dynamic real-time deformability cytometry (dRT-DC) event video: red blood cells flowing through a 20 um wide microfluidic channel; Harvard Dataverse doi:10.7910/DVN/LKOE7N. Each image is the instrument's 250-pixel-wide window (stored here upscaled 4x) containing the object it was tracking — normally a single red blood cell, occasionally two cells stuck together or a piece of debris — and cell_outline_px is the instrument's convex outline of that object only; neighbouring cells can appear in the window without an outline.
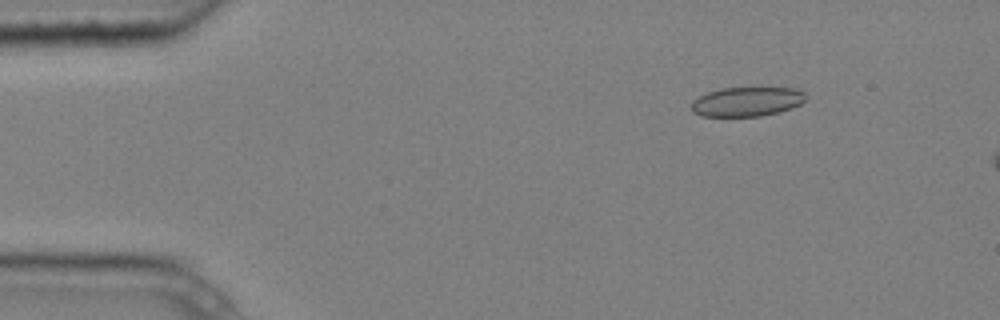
{"species": "common noctule bat (a hibernating species)", "species_latin": "Nyctalus noctula", "temperature_condition": "cold", "stored_images_in_passage": 4, "camera_frame_rate_fps": 3000, "um_per_image_px": 0.085, "animal": {"sex": "male", "body_mass_g": 20.4}, "frame": {"image": 1, "passage_image": 2, "time_ms": 0.333, "image_size_px": [1000, 320], "cell_outline_px": [[804, 100], [800, 104], [792, 108], [780, 112], [760, 116], [700, 116], [692, 112], [692, 100], [708, 92], [720, 88], [760, 84], [796, 88], [804, 92]], "centroid_in_image_um": [63.52, 8.58], "position_along_channel_um": 21.5, "area_um2": 20.63}}